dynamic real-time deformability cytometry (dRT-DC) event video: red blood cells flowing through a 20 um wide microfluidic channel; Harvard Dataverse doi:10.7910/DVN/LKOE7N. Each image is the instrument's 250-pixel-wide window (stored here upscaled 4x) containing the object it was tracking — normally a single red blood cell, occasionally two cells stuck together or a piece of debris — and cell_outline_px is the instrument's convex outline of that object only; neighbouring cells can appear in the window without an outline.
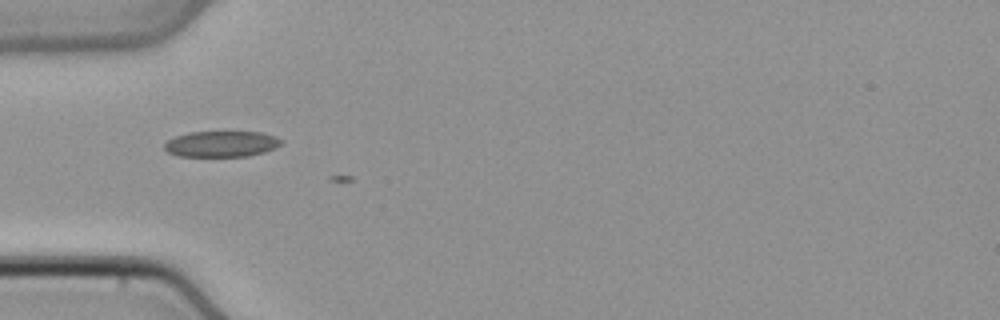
{"species": "common noctule bat (a hibernating species)", "species_latin": "Nyctalus noctula", "temperature_condition": "cold", "stored_images_in_passage": 2, "camera_frame_rate_fps": 3000, "um_per_image_px": 0.085, "animal": {"sex": "male", "body_mass_g": 21.5, "forearm_length_mm": 52.0}, "frame": {"image": 1, "passage_image": 1, "time_ms": 0.0, "image_size_px": [1000, 320], "cell_outline_px": [[284, 140], [280, 144], [264, 152], [248, 156], [180, 156], [168, 152], [164, 148], [164, 144], [168, 140], [176, 136], [188, 132], [260, 132], [276, 136]], "centroid_in_image_um": [18.82, 12.23], "position_along_channel_um": 66.2, "area_um2": 17.51}}